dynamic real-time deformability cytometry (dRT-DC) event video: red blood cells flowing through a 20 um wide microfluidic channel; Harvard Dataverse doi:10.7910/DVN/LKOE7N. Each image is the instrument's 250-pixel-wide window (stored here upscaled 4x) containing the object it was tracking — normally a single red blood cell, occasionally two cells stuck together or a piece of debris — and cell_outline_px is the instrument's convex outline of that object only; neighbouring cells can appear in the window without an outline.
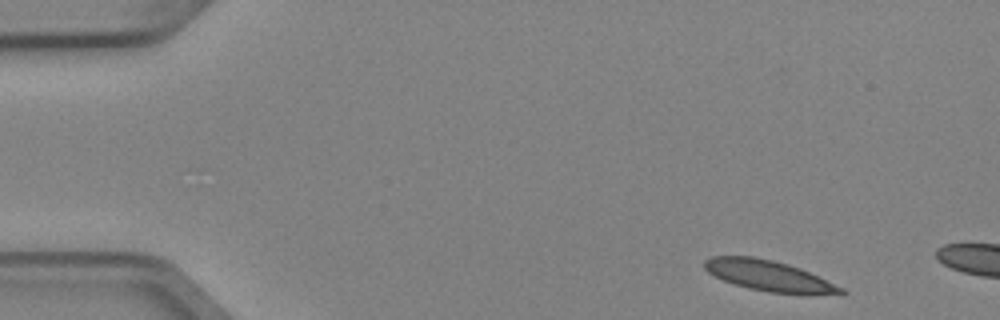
{"species": "Egyptian fruit bat (a non-hibernating species)", "species_latin": "Rousettus aegyptiacus", "temperature_condition": "cold", "stored_images_in_passage": 2, "camera_frame_rate_fps": 3000, "um_per_image_px": 0.085, "animal": {"sex": "female"}, "frame": {"image": 1, "passage_image": 1, "time_ms": 0.0, "image_size_px": [1000, 320], "cell_outline_px": [[848, 292], [808, 296], [804, 296], [768, 292], [748, 288], [724, 280], [708, 272], [704, 268], [704, 260], [712, 256], [752, 256], [772, 260], [788, 264], [800, 268], [844, 288]], "centroid_in_image_um": [65.4, 23.46], "position_along_channel_um": 19.6, "area_um2": 24.57}}